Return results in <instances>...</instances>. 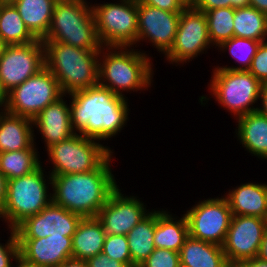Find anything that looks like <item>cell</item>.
<instances>
[{
    "label": "cell",
    "instance_id": "cell-30",
    "mask_svg": "<svg viewBox=\"0 0 267 267\" xmlns=\"http://www.w3.org/2000/svg\"><path fill=\"white\" fill-rule=\"evenodd\" d=\"M234 36L267 41V15L252 6L234 9Z\"/></svg>",
    "mask_w": 267,
    "mask_h": 267
},
{
    "label": "cell",
    "instance_id": "cell-50",
    "mask_svg": "<svg viewBox=\"0 0 267 267\" xmlns=\"http://www.w3.org/2000/svg\"><path fill=\"white\" fill-rule=\"evenodd\" d=\"M187 5H192L194 0H183Z\"/></svg>",
    "mask_w": 267,
    "mask_h": 267
},
{
    "label": "cell",
    "instance_id": "cell-26",
    "mask_svg": "<svg viewBox=\"0 0 267 267\" xmlns=\"http://www.w3.org/2000/svg\"><path fill=\"white\" fill-rule=\"evenodd\" d=\"M18 10L26 27L43 40L50 28L54 5L57 0H9Z\"/></svg>",
    "mask_w": 267,
    "mask_h": 267
},
{
    "label": "cell",
    "instance_id": "cell-28",
    "mask_svg": "<svg viewBox=\"0 0 267 267\" xmlns=\"http://www.w3.org/2000/svg\"><path fill=\"white\" fill-rule=\"evenodd\" d=\"M0 37L6 45H23L38 40L9 0L0 3Z\"/></svg>",
    "mask_w": 267,
    "mask_h": 267
},
{
    "label": "cell",
    "instance_id": "cell-33",
    "mask_svg": "<svg viewBox=\"0 0 267 267\" xmlns=\"http://www.w3.org/2000/svg\"><path fill=\"white\" fill-rule=\"evenodd\" d=\"M102 252L111 259L122 262L126 267H132L127 235L107 234Z\"/></svg>",
    "mask_w": 267,
    "mask_h": 267
},
{
    "label": "cell",
    "instance_id": "cell-11",
    "mask_svg": "<svg viewBox=\"0 0 267 267\" xmlns=\"http://www.w3.org/2000/svg\"><path fill=\"white\" fill-rule=\"evenodd\" d=\"M210 47L213 48V45L209 39L205 13L188 5L181 12L173 45L163 57L168 64L177 67L208 53Z\"/></svg>",
    "mask_w": 267,
    "mask_h": 267
},
{
    "label": "cell",
    "instance_id": "cell-22",
    "mask_svg": "<svg viewBox=\"0 0 267 267\" xmlns=\"http://www.w3.org/2000/svg\"><path fill=\"white\" fill-rule=\"evenodd\" d=\"M33 120L0 111V153L28 149L36 140Z\"/></svg>",
    "mask_w": 267,
    "mask_h": 267
},
{
    "label": "cell",
    "instance_id": "cell-38",
    "mask_svg": "<svg viewBox=\"0 0 267 267\" xmlns=\"http://www.w3.org/2000/svg\"><path fill=\"white\" fill-rule=\"evenodd\" d=\"M137 2L169 12H182L188 6L183 0H137Z\"/></svg>",
    "mask_w": 267,
    "mask_h": 267
},
{
    "label": "cell",
    "instance_id": "cell-3",
    "mask_svg": "<svg viewBox=\"0 0 267 267\" xmlns=\"http://www.w3.org/2000/svg\"><path fill=\"white\" fill-rule=\"evenodd\" d=\"M135 47H105L99 52L98 84L114 94L145 91L153 86L154 64L147 51Z\"/></svg>",
    "mask_w": 267,
    "mask_h": 267
},
{
    "label": "cell",
    "instance_id": "cell-39",
    "mask_svg": "<svg viewBox=\"0 0 267 267\" xmlns=\"http://www.w3.org/2000/svg\"><path fill=\"white\" fill-rule=\"evenodd\" d=\"M90 267H126L122 262L111 259L103 252L87 260Z\"/></svg>",
    "mask_w": 267,
    "mask_h": 267
},
{
    "label": "cell",
    "instance_id": "cell-27",
    "mask_svg": "<svg viewBox=\"0 0 267 267\" xmlns=\"http://www.w3.org/2000/svg\"><path fill=\"white\" fill-rule=\"evenodd\" d=\"M156 208L127 234L132 267H139L155 250Z\"/></svg>",
    "mask_w": 267,
    "mask_h": 267
},
{
    "label": "cell",
    "instance_id": "cell-40",
    "mask_svg": "<svg viewBox=\"0 0 267 267\" xmlns=\"http://www.w3.org/2000/svg\"><path fill=\"white\" fill-rule=\"evenodd\" d=\"M258 101L260 106L258 105L256 111L267 118V84H262Z\"/></svg>",
    "mask_w": 267,
    "mask_h": 267
},
{
    "label": "cell",
    "instance_id": "cell-15",
    "mask_svg": "<svg viewBox=\"0 0 267 267\" xmlns=\"http://www.w3.org/2000/svg\"><path fill=\"white\" fill-rule=\"evenodd\" d=\"M137 195H127L118 186L99 210L97 219L102 223L106 234L127 235L132 228L143 220L152 209Z\"/></svg>",
    "mask_w": 267,
    "mask_h": 267
},
{
    "label": "cell",
    "instance_id": "cell-35",
    "mask_svg": "<svg viewBox=\"0 0 267 267\" xmlns=\"http://www.w3.org/2000/svg\"><path fill=\"white\" fill-rule=\"evenodd\" d=\"M7 230L10 231L7 232L10 233L7 242L1 243L0 241V267H13L14 261L19 258V244L15 229L8 227Z\"/></svg>",
    "mask_w": 267,
    "mask_h": 267
},
{
    "label": "cell",
    "instance_id": "cell-23",
    "mask_svg": "<svg viewBox=\"0 0 267 267\" xmlns=\"http://www.w3.org/2000/svg\"><path fill=\"white\" fill-rule=\"evenodd\" d=\"M188 236V223L184 214L179 217L167 209L156 210L155 248L170 249L179 253Z\"/></svg>",
    "mask_w": 267,
    "mask_h": 267
},
{
    "label": "cell",
    "instance_id": "cell-37",
    "mask_svg": "<svg viewBox=\"0 0 267 267\" xmlns=\"http://www.w3.org/2000/svg\"><path fill=\"white\" fill-rule=\"evenodd\" d=\"M191 6L205 13L216 8L241 9L248 7L250 6V0H194Z\"/></svg>",
    "mask_w": 267,
    "mask_h": 267
},
{
    "label": "cell",
    "instance_id": "cell-1",
    "mask_svg": "<svg viewBox=\"0 0 267 267\" xmlns=\"http://www.w3.org/2000/svg\"><path fill=\"white\" fill-rule=\"evenodd\" d=\"M66 97L70 99L72 129L84 137L111 140L129 121V99L99 84Z\"/></svg>",
    "mask_w": 267,
    "mask_h": 267
},
{
    "label": "cell",
    "instance_id": "cell-20",
    "mask_svg": "<svg viewBox=\"0 0 267 267\" xmlns=\"http://www.w3.org/2000/svg\"><path fill=\"white\" fill-rule=\"evenodd\" d=\"M233 215L267 219V184L248 181L224 194Z\"/></svg>",
    "mask_w": 267,
    "mask_h": 267
},
{
    "label": "cell",
    "instance_id": "cell-48",
    "mask_svg": "<svg viewBox=\"0 0 267 267\" xmlns=\"http://www.w3.org/2000/svg\"><path fill=\"white\" fill-rule=\"evenodd\" d=\"M6 44L3 42V40L0 37V56L2 55V52L5 49Z\"/></svg>",
    "mask_w": 267,
    "mask_h": 267
},
{
    "label": "cell",
    "instance_id": "cell-34",
    "mask_svg": "<svg viewBox=\"0 0 267 267\" xmlns=\"http://www.w3.org/2000/svg\"><path fill=\"white\" fill-rule=\"evenodd\" d=\"M139 267H181L180 255L170 249L155 248Z\"/></svg>",
    "mask_w": 267,
    "mask_h": 267
},
{
    "label": "cell",
    "instance_id": "cell-47",
    "mask_svg": "<svg viewBox=\"0 0 267 267\" xmlns=\"http://www.w3.org/2000/svg\"><path fill=\"white\" fill-rule=\"evenodd\" d=\"M13 267H39V266H36V265H34V264H30V263L24 261L21 257H19V258L15 261Z\"/></svg>",
    "mask_w": 267,
    "mask_h": 267
},
{
    "label": "cell",
    "instance_id": "cell-12",
    "mask_svg": "<svg viewBox=\"0 0 267 267\" xmlns=\"http://www.w3.org/2000/svg\"><path fill=\"white\" fill-rule=\"evenodd\" d=\"M183 212L191 237L223 245L233 217L228 200L224 195L196 201V204Z\"/></svg>",
    "mask_w": 267,
    "mask_h": 267
},
{
    "label": "cell",
    "instance_id": "cell-10",
    "mask_svg": "<svg viewBox=\"0 0 267 267\" xmlns=\"http://www.w3.org/2000/svg\"><path fill=\"white\" fill-rule=\"evenodd\" d=\"M62 96L58 80L44 67L7 93L5 111L33 120L43 109Z\"/></svg>",
    "mask_w": 267,
    "mask_h": 267
},
{
    "label": "cell",
    "instance_id": "cell-14",
    "mask_svg": "<svg viewBox=\"0 0 267 267\" xmlns=\"http://www.w3.org/2000/svg\"><path fill=\"white\" fill-rule=\"evenodd\" d=\"M267 230V219L233 215L222 245L228 263L240 264L258 257Z\"/></svg>",
    "mask_w": 267,
    "mask_h": 267
},
{
    "label": "cell",
    "instance_id": "cell-41",
    "mask_svg": "<svg viewBox=\"0 0 267 267\" xmlns=\"http://www.w3.org/2000/svg\"><path fill=\"white\" fill-rule=\"evenodd\" d=\"M57 267H90L87 260H81L76 258H68Z\"/></svg>",
    "mask_w": 267,
    "mask_h": 267
},
{
    "label": "cell",
    "instance_id": "cell-45",
    "mask_svg": "<svg viewBox=\"0 0 267 267\" xmlns=\"http://www.w3.org/2000/svg\"><path fill=\"white\" fill-rule=\"evenodd\" d=\"M258 258L267 262V230L265 232L263 241L261 242Z\"/></svg>",
    "mask_w": 267,
    "mask_h": 267
},
{
    "label": "cell",
    "instance_id": "cell-18",
    "mask_svg": "<svg viewBox=\"0 0 267 267\" xmlns=\"http://www.w3.org/2000/svg\"><path fill=\"white\" fill-rule=\"evenodd\" d=\"M19 257L39 267H57L72 257V237L17 238Z\"/></svg>",
    "mask_w": 267,
    "mask_h": 267
},
{
    "label": "cell",
    "instance_id": "cell-43",
    "mask_svg": "<svg viewBox=\"0 0 267 267\" xmlns=\"http://www.w3.org/2000/svg\"><path fill=\"white\" fill-rule=\"evenodd\" d=\"M240 265L242 267H267V262L257 257L251 260L244 261L240 263Z\"/></svg>",
    "mask_w": 267,
    "mask_h": 267
},
{
    "label": "cell",
    "instance_id": "cell-44",
    "mask_svg": "<svg viewBox=\"0 0 267 267\" xmlns=\"http://www.w3.org/2000/svg\"><path fill=\"white\" fill-rule=\"evenodd\" d=\"M250 6L267 15V0H250Z\"/></svg>",
    "mask_w": 267,
    "mask_h": 267
},
{
    "label": "cell",
    "instance_id": "cell-13",
    "mask_svg": "<svg viewBox=\"0 0 267 267\" xmlns=\"http://www.w3.org/2000/svg\"><path fill=\"white\" fill-rule=\"evenodd\" d=\"M45 67V49L41 39L23 45H6L0 56V82L9 93Z\"/></svg>",
    "mask_w": 267,
    "mask_h": 267
},
{
    "label": "cell",
    "instance_id": "cell-6",
    "mask_svg": "<svg viewBox=\"0 0 267 267\" xmlns=\"http://www.w3.org/2000/svg\"><path fill=\"white\" fill-rule=\"evenodd\" d=\"M43 165L28 175L7 180L6 200L0 212L7 227L15 229L52 202V177Z\"/></svg>",
    "mask_w": 267,
    "mask_h": 267
},
{
    "label": "cell",
    "instance_id": "cell-9",
    "mask_svg": "<svg viewBox=\"0 0 267 267\" xmlns=\"http://www.w3.org/2000/svg\"><path fill=\"white\" fill-rule=\"evenodd\" d=\"M103 2L92 3L97 35L102 46L139 48L137 0Z\"/></svg>",
    "mask_w": 267,
    "mask_h": 267
},
{
    "label": "cell",
    "instance_id": "cell-17",
    "mask_svg": "<svg viewBox=\"0 0 267 267\" xmlns=\"http://www.w3.org/2000/svg\"><path fill=\"white\" fill-rule=\"evenodd\" d=\"M83 217L51 202L38 214L16 228L17 238H43L49 235L72 237Z\"/></svg>",
    "mask_w": 267,
    "mask_h": 267
},
{
    "label": "cell",
    "instance_id": "cell-49",
    "mask_svg": "<svg viewBox=\"0 0 267 267\" xmlns=\"http://www.w3.org/2000/svg\"><path fill=\"white\" fill-rule=\"evenodd\" d=\"M226 267H242L240 264H228Z\"/></svg>",
    "mask_w": 267,
    "mask_h": 267
},
{
    "label": "cell",
    "instance_id": "cell-25",
    "mask_svg": "<svg viewBox=\"0 0 267 267\" xmlns=\"http://www.w3.org/2000/svg\"><path fill=\"white\" fill-rule=\"evenodd\" d=\"M181 267H226L229 263L222 246L190 235L179 252Z\"/></svg>",
    "mask_w": 267,
    "mask_h": 267
},
{
    "label": "cell",
    "instance_id": "cell-31",
    "mask_svg": "<svg viewBox=\"0 0 267 267\" xmlns=\"http://www.w3.org/2000/svg\"><path fill=\"white\" fill-rule=\"evenodd\" d=\"M261 41L241 38L233 36L231 39L221 43L217 48L218 52L229 53L234 58L237 66L222 65L214 66L218 69H228V70H249L253 57L255 56Z\"/></svg>",
    "mask_w": 267,
    "mask_h": 267
},
{
    "label": "cell",
    "instance_id": "cell-19",
    "mask_svg": "<svg viewBox=\"0 0 267 267\" xmlns=\"http://www.w3.org/2000/svg\"><path fill=\"white\" fill-rule=\"evenodd\" d=\"M64 97L66 95L48 105L33 119V128L42 135L46 150L76 133L72 129L70 105Z\"/></svg>",
    "mask_w": 267,
    "mask_h": 267
},
{
    "label": "cell",
    "instance_id": "cell-42",
    "mask_svg": "<svg viewBox=\"0 0 267 267\" xmlns=\"http://www.w3.org/2000/svg\"><path fill=\"white\" fill-rule=\"evenodd\" d=\"M7 179L0 172V212L5 204L6 200Z\"/></svg>",
    "mask_w": 267,
    "mask_h": 267
},
{
    "label": "cell",
    "instance_id": "cell-32",
    "mask_svg": "<svg viewBox=\"0 0 267 267\" xmlns=\"http://www.w3.org/2000/svg\"><path fill=\"white\" fill-rule=\"evenodd\" d=\"M209 39L213 46L218 47L221 43L234 36V8H216L205 12Z\"/></svg>",
    "mask_w": 267,
    "mask_h": 267
},
{
    "label": "cell",
    "instance_id": "cell-2",
    "mask_svg": "<svg viewBox=\"0 0 267 267\" xmlns=\"http://www.w3.org/2000/svg\"><path fill=\"white\" fill-rule=\"evenodd\" d=\"M114 154L91 172L51 176L52 202L83 218L96 217L119 186L111 168Z\"/></svg>",
    "mask_w": 267,
    "mask_h": 267
},
{
    "label": "cell",
    "instance_id": "cell-16",
    "mask_svg": "<svg viewBox=\"0 0 267 267\" xmlns=\"http://www.w3.org/2000/svg\"><path fill=\"white\" fill-rule=\"evenodd\" d=\"M137 11V45L141 42L152 44L164 56L173 45L181 12H169L140 2H137Z\"/></svg>",
    "mask_w": 267,
    "mask_h": 267
},
{
    "label": "cell",
    "instance_id": "cell-24",
    "mask_svg": "<svg viewBox=\"0 0 267 267\" xmlns=\"http://www.w3.org/2000/svg\"><path fill=\"white\" fill-rule=\"evenodd\" d=\"M102 223L97 217H85L72 236V257L88 260L103 251L106 238Z\"/></svg>",
    "mask_w": 267,
    "mask_h": 267
},
{
    "label": "cell",
    "instance_id": "cell-5",
    "mask_svg": "<svg viewBox=\"0 0 267 267\" xmlns=\"http://www.w3.org/2000/svg\"><path fill=\"white\" fill-rule=\"evenodd\" d=\"M90 0H57L52 21L42 41H56L85 50H100Z\"/></svg>",
    "mask_w": 267,
    "mask_h": 267
},
{
    "label": "cell",
    "instance_id": "cell-8",
    "mask_svg": "<svg viewBox=\"0 0 267 267\" xmlns=\"http://www.w3.org/2000/svg\"><path fill=\"white\" fill-rule=\"evenodd\" d=\"M101 141L75 133L69 139L53 144L46 151L51 163V176L91 172L96 170L113 152ZM49 158V160H48Z\"/></svg>",
    "mask_w": 267,
    "mask_h": 267
},
{
    "label": "cell",
    "instance_id": "cell-7",
    "mask_svg": "<svg viewBox=\"0 0 267 267\" xmlns=\"http://www.w3.org/2000/svg\"><path fill=\"white\" fill-rule=\"evenodd\" d=\"M211 74L207 87L212 96H200L198 102L202 106L215 97V103L230 112L235 119L256 111L262 83L248 70L213 68Z\"/></svg>",
    "mask_w": 267,
    "mask_h": 267
},
{
    "label": "cell",
    "instance_id": "cell-29",
    "mask_svg": "<svg viewBox=\"0 0 267 267\" xmlns=\"http://www.w3.org/2000/svg\"><path fill=\"white\" fill-rule=\"evenodd\" d=\"M38 150L39 148L34 142L28 149L1 152L0 172L7 180L34 172L43 164Z\"/></svg>",
    "mask_w": 267,
    "mask_h": 267
},
{
    "label": "cell",
    "instance_id": "cell-21",
    "mask_svg": "<svg viewBox=\"0 0 267 267\" xmlns=\"http://www.w3.org/2000/svg\"><path fill=\"white\" fill-rule=\"evenodd\" d=\"M235 120V135L241 147L251 156L267 162V118L254 111Z\"/></svg>",
    "mask_w": 267,
    "mask_h": 267
},
{
    "label": "cell",
    "instance_id": "cell-46",
    "mask_svg": "<svg viewBox=\"0 0 267 267\" xmlns=\"http://www.w3.org/2000/svg\"><path fill=\"white\" fill-rule=\"evenodd\" d=\"M7 104V92L2 87V83L0 82V111H5Z\"/></svg>",
    "mask_w": 267,
    "mask_h": 267
},
{
    "label": "cell",
    "instance_id": "cell-36",
    "mask_svg": "<svg viewBox=\"0 0 267 267\" xmlns=\"http://www.w3.org/2000/svg\"><path fill=\"white\" fill-rule=\"evenodd\" d=\"M248 71L262 84H267V41L261 42Z\"/></svg>",
    "mask_w": 267,
    "mask_h": 267
},
{
    "label": "cell",
    "instance_id": "cell-4",
    "mask_svg": "<svg viewBox=\"0 0 267 267\" xmlns=\"http://www.w3.org/2000/svg\"><path fill=\"white\" fill-rule=\"evenodd\" d=\"M45 67L58 80L63 95L98 85L100 50H85L56 41H43Z\"/></svg>",
    "mask_w": 267,
    "mask_h": 267
}]
</instances>
